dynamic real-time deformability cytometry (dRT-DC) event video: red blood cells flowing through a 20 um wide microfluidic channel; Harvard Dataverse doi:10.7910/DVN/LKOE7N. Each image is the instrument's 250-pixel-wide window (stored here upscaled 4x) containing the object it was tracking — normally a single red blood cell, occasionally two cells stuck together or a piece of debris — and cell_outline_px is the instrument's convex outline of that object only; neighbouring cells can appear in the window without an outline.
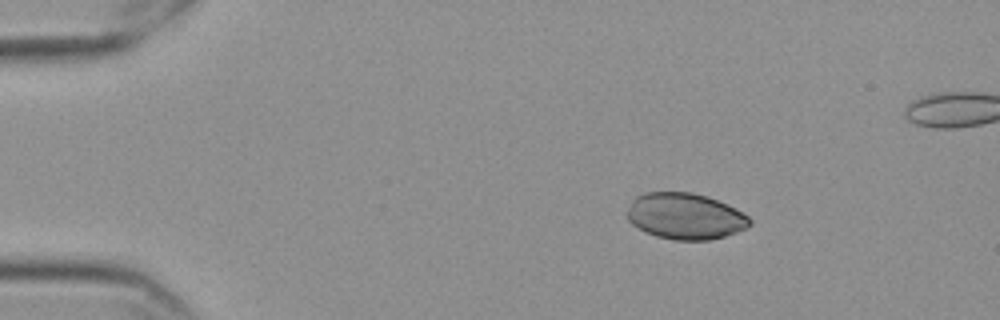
{"species": "Egyptian fruit bat (a non-hibernating species)", "species_latin": "Rousettus aegyptiacus", "temperature_condition": "cold", "stored_images_in_passage": 47, "camera_frame_rate_fps": 3000, "um_per_image_px": 0.085, "frame": {"image": 1, "passage_image": 1, "time_ms": 0.0, "image_size_px": [1000, 320], "cell_outline_px": [[752, 224], [748, 228], [724, 236], [708, 240], [672, 240], [656, 236], [644, 232], [632, 224], [628, 220], [628, 208], [632, 200], [636, 196], [644, 192], [692, 192], [728, 204], [748, 216], [752, 220]], "centroid_in_image_um": [58.24, 18.38], "position_along_channel_um": 26.8, "area_um2": 33.12}}
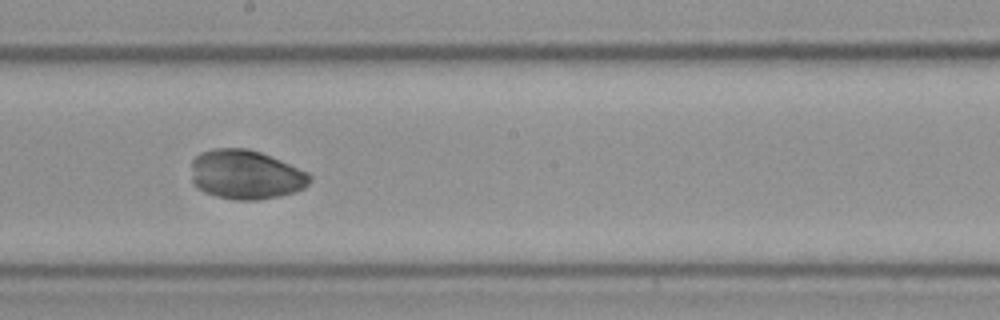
{"frame": {"image": 2, "passage_image": 24, "time_ms": 7.667, "image_size_px": [1000, 320], "cell_outline_px": [[312, 180], [304, 188], [280, 196], [256, 200], [236, 200], [216, 196], [204, 192], [196, 188], [192, 184], [192, 160], [200, 152], [212, 148], [244, 148], [260, 152], [272, 156], [308, 172], [312, 176]], "centroid_in_image_um": [20.87, 14.84], "position_along_channel_um": 227.3, "area_um2": 34.33}}
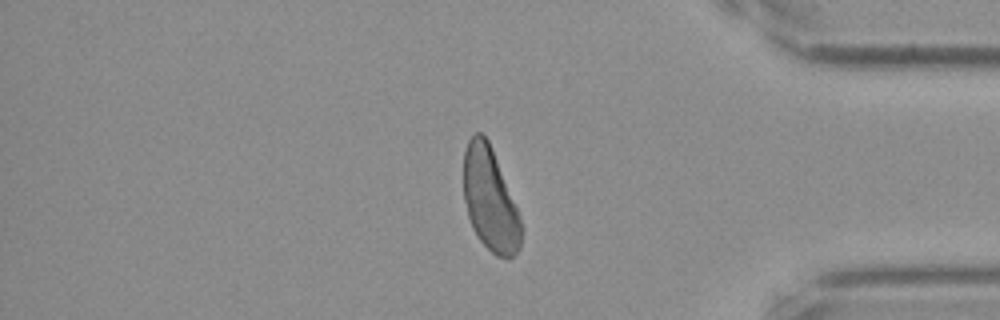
{"frame": {"image": 3, "passage_image": 40, "time_ms": 13.0, "image_size_px": [1000, 320], "cell_outline_px": [[524, 228], [520, 248], [508, 260], [496, 256], [480, 240], [472, 228], [468, 216], [464, 200], [464, 152], [468, 140], [476, 132], [480, 132], [488, 140], [492, 148]], "centroid_in_image_um": [41.66, 17.0], "position_along_channel_um": 393.5, "area_um2": 34.51}}